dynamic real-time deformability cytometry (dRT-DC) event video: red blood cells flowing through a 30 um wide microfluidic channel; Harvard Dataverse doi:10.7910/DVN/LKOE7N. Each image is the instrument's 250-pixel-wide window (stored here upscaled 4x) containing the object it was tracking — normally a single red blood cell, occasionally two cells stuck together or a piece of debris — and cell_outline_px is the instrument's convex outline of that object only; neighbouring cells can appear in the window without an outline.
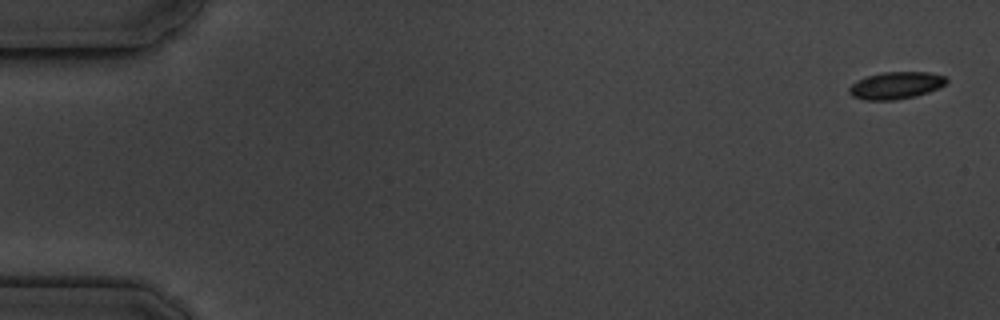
{"species": "common noctule bat (a hibernating species)", "species_latin": "Nyctalus noctula", "temperature_condition": "cold", "stored_images_in_passage": 5, "camera_frame_rate_fps": 3000, "um_per_image_px": 0.085, "animal": {"sex": "male", "body_mass_g": 19.5, "forearm_length_mm": 54.6}, "frame": {"image": 1, "passage_image": 1, "time_ms": 0.0, "image_size_px": [1000, 320], "cell_outline_px": [[948, 80], [944, 84], [928, 92], [916, 96], [896, 100], [864, 100], [852, 96], [848, 92], [848, 88], [856, 80], [868, 76], [884, 72], [928, 72], [944, 76]], "centroid_in_image_um": [76.11, 7.27], "position_along_channel_um": 8.9, "area_um2": 15.32}}
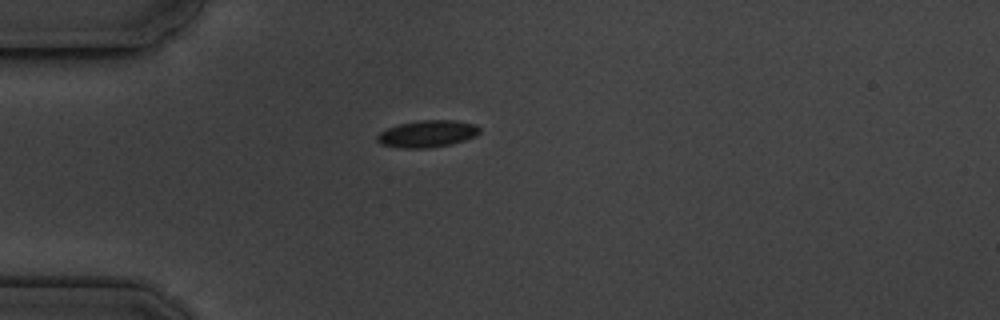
{"frame": {"image": 2, "passage_image": 5, "time_ms": 4.667, "image_size_px": [1000, 320], "cell_outline_px": [[480, 132], [476, 136], [464, 140], [448, 144], [428, 148], [400, 148], [384, 144], [376, 140], [376, 136], [380, 132], [388, 128], [400, 124], [420, 120], [456, 120], [476, 124], [480, 128]], "centroid_in_image_um": [36.35, 11.36], "position_along_channel_um": 48.7, "area_um2": 15.95}}